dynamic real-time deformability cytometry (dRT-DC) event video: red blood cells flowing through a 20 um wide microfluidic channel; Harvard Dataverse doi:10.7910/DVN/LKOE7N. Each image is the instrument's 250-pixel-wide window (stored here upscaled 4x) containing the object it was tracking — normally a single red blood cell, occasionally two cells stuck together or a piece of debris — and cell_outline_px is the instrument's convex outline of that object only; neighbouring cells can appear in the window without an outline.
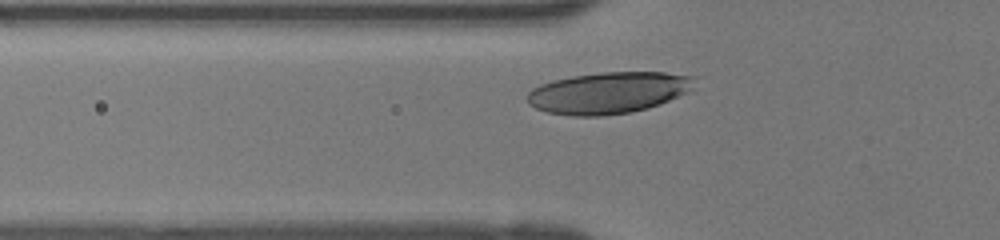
{"species": "human", "species_latin": "Homo sapiens", "temperature_condition": "room temperature", "stored_images_in_passage": 27, "camera_frame_rate_fps": 3000, "um_per_image_px": 0.085, "donor": {"sex": "female"}, "frame": {"image": 1, "passage_image": 5, "time_ms": 1.333, "image_size_px": [1000, 240], "cell_outline_px": [[696, 76], [692, 88], [688, 92], [660, 104], [648, 108], [628, 112], [600, 116], [572, 116], [548, 112], [536, 108], [528, 104], [528, 92], [532, 88], [540, 84], [552, 80], [572, 76], [604, 72], [664, 72]], "centroid_in_image_um": [51.71, 7.87], "position_along_channel_um": 74.1, "area_um2": 40.46}}
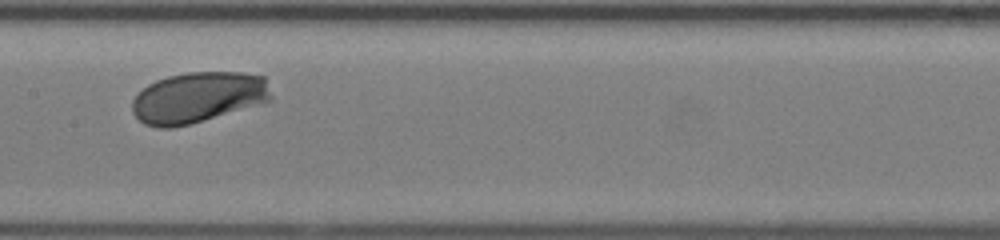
{"frame": {"image": 2, "passage_image": 13, "time_ms": 4.0, "image_size_px": [1000, 240], "cell_outline_px": [[272, 100], [260, 104], [188, 124], [172, 128], [156, 128], [144, 124], [132, 112], [132, 100], [148, 84], [156, 80], [168, 76], [188, 72], [240, 72], [264, 76], [272, 96]], "centroid_in_image_um": [16.83, 8.27], "position_along_channel_um": 190.6, "area_um2": 40.98}}
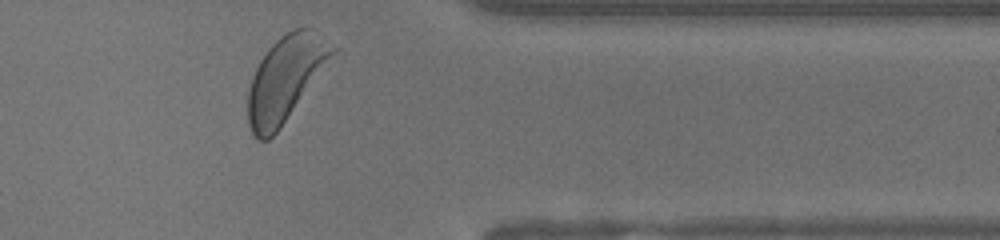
{"frame": {"image": 3, "passage_image": 27, "time_ms": 8.667, "image_size_px": [1000, 240], "cell_outline_px": [[340, 48], [280, 128], [268, 140], [256, 140], [252, 136], [248, 124], [248, 88], [252, 76], [260, 60], [268, 48], [280, 36], [292, 28], [316, 28]], "centroid_in_image_um": [24.3, 6.64], "position_along_channel_um": 387.1, "area_um2": 42.37}}